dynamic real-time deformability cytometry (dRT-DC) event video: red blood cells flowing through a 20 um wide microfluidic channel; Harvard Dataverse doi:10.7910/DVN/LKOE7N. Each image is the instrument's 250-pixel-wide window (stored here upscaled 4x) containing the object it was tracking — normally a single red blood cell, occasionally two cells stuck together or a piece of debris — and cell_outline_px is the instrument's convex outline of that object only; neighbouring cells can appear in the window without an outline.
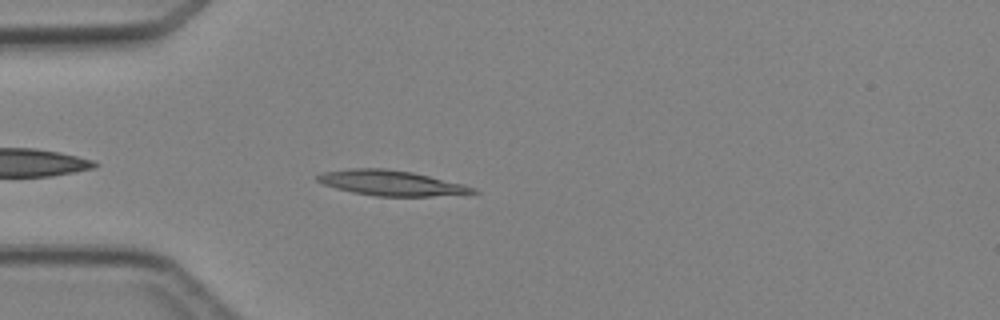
{"species": "Egyptian fruit bat (a non-hibernating species)", "species_latin": "Rousettus aegyptiacus", "temperature_condition": "cold", "stored_images_in_passage": 3, "camera_frame_rate_fps": 3000, "um_per_image_px": 0.085, "animal": {"sex": "female"}, "frame": {"image": 1, "passage_image": 3, "time_ms": 2.333, "image_size_px": [1000, 320], "cell_outline_px": [[480, 192], [432, 196], [376, 196], [352, 192], [336, 188], [324, 184], [316, 180], [316, 176], [324, 172], [348, 168], [384, 168], [412, 172], [464, 184], [476, 188]], "centroid_in_image_um": [33.24, 15.55], "position_along_channel_um": 51.8, "area_um2": 22.72}}